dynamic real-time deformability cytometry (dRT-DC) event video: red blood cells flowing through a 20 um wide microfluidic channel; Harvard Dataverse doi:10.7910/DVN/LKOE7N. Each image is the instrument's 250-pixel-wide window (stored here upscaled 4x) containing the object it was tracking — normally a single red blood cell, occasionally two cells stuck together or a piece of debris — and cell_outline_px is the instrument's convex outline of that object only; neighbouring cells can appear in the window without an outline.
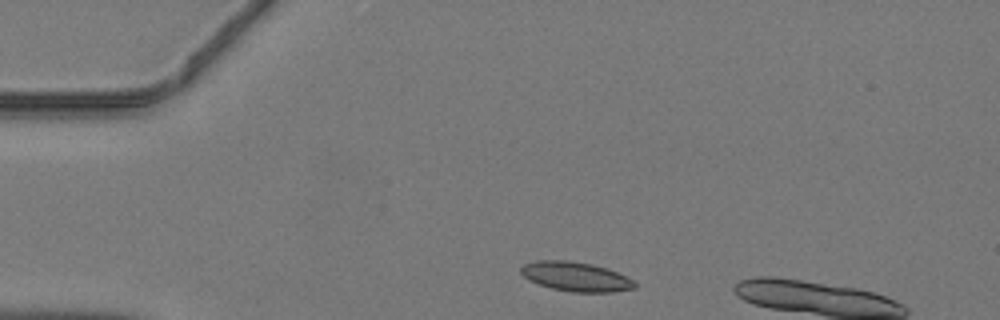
{"species": "common noctule bat (a hibernating species)", "species_latin": "Nyctalus noctula", "temperature_condition": "warm", "stored_images_in_passage": 5, "camera_frame_rate_fps": 3000, "um_per_image_px": 0.085, "animal": {"sex": "male", "body_mass_g": 19.2, "forearm_length_mm": 51.8}, "frame": {"image": 1, "passage_image": 2, "time_ms": 0.333, "image_size_px": [1000, 320], "cell_outline_px": [[636, 288], [612, 292], [572, 292], [552, 288], [528, 280], [520, 272], [520, 268], [524, 264], [536, 260], [568, 260], [592, 264], [608, 268], [632, 280], [636, 284]], "centroid_in_image_um": [48.92, 23.5], "position_along_channel_um": 36.1, "area_um2": 19.42}}